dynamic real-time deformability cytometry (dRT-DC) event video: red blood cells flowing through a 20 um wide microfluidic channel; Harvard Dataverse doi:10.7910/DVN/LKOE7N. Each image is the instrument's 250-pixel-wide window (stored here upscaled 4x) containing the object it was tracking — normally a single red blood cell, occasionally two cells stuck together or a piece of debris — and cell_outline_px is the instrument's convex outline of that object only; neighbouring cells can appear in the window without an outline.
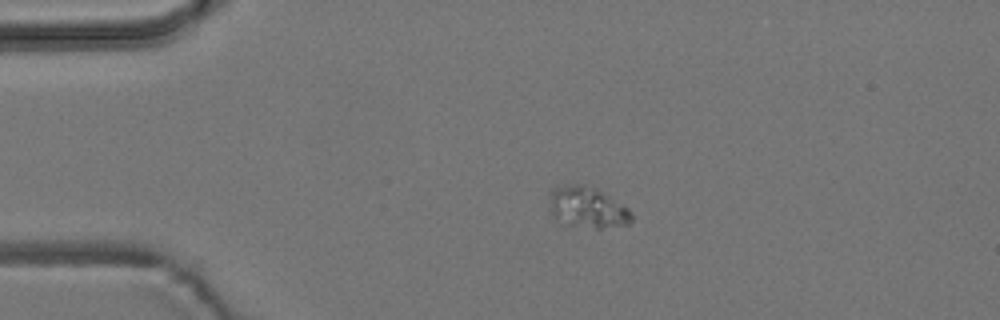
{"species": "common noctule bat (a hibernating species)", "species_latin": "Nyctalus noctula", "temperature_condition": "room temperature", "stored_images_in_passage": 3, "camera_frame_rate_fps": 3000, "um_per_image_px": 0.085, "animal": {"sex": "male", "body_mass_g": 19.2, "forearm_length_mm": 51.8}, "frame": {"image": 1, "passage_image": 3, "time_ms": 2.333, "image_size_px": [1000, 320], "cell_outline_px": [[632, 220], [628, 224], [600, 228], [596, 228], [568, 224], [556, 220], [548, 208], [548, 192], [556, 184], [584, 184], [600, 192], [628, 208], [632, 212]], "centroid_in_image_um": [49.82, 17.6], "position_along_channel_um": 35.2, "area_um2": 19.71}}